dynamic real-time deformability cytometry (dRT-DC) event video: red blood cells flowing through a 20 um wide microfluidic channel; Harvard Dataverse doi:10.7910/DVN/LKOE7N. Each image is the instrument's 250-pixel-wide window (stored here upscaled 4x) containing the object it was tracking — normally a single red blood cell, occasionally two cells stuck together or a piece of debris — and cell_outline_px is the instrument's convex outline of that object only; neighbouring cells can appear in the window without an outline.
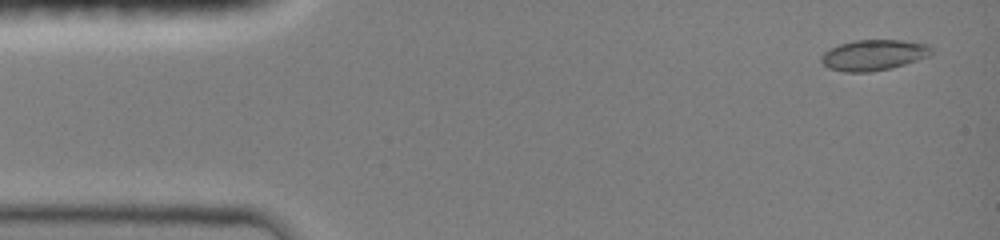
{"species": "common noctule bat (a hibernating species)", "species_latin": "Nyctalus noctula", "temperature_condition": "room temperature", "stored_images_in_passage": 47, "camera_frame_rate_fps": 3000, "um_per_image_px": 0.085, "animal": {"sex": "female", "body_mass_g": 19.0, "forearm_length_mm": 51.5}, "frame": {"image": 1, "passage_image": 2, "time_ms": 0.333, "image_size_px": [1000, 240], "cell_outline_px": [[932, 52], [928, 56], [892, 68], [872, 72], [844, 72], [828, 68], [820, 60], [820, 56], [824, 52], [840, 44], [856, 40], [900, 40], [928, 44], [932, 48]], "centroid_in_image_um": [74.24, 4.68], "position_along_channel_um": 10.8, "area_um2": 19.65}}
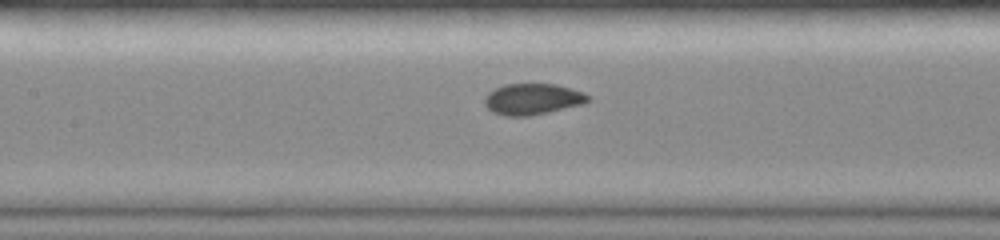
{"frame": {"image": 2, "passage_image": 21, "time_ms": 6.667, "image_size_px": [1000, 240], "cell_outline_px": [[592, 100], [584, 104], [548, 112], [528, 116], [504, 116], [492, 112], [484, 104], [484, 96], [488, 92], [504, 84], [556, 84], [584, 92], [592, 96]], "centroid_in_image_um": [45.29, 8.42], "position_along_channel_um": 162.1, "area_um2": 19.02}}
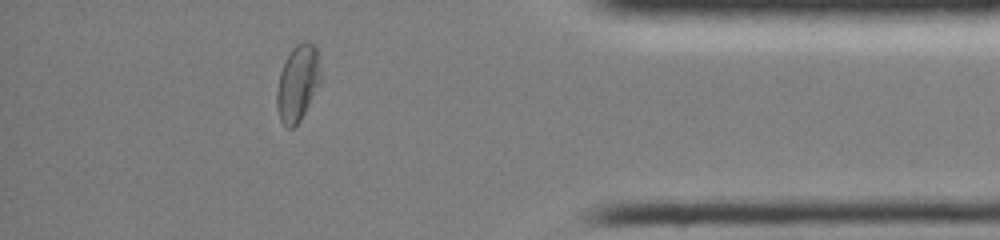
{"frame": {"image": 3, "passage_image": 41, "time_ms": 13.333, "image_size_px": [1000, 240], "cell_outline_px": [[320, 84], [300, 120], [292, 128], [288, 128], [280, 120], [276, 108], [276, 92], [280, 72], [292, 48], [296, 44], [304, 40], [308, 40], [320, 52]], "centroid_in_image_um": [25.32, 7.03], "position_along_channel_um": 409.9, "area_um2": 19.59}}